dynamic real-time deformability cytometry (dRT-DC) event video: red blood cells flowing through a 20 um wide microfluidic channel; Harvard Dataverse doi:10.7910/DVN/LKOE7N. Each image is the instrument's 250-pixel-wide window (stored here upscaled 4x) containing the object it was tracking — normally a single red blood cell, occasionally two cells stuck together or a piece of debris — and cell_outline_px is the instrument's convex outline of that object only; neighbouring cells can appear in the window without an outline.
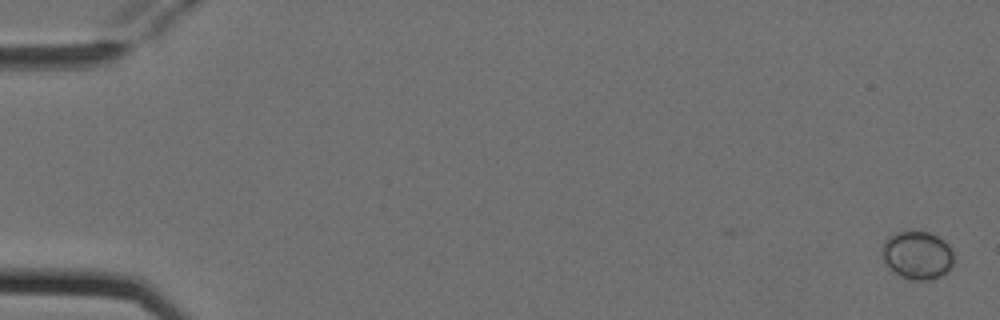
{"species": "Egyptian fruit bat (a non-hibernating species)", "species_latin": "Rousettus aegyptiacus", "temperature_condition": "cold", "stored_images_in_passage": 3, "camera_frame_rate_fps": 3000, "um_per_image_px": 0.085, "animal": {"sex": "female"}, "frame": {"image": 1, "passage_image": 1, "time_ms": 0.0, "image_size_px": [1000, 320], "cell_outline_px": [[956, 256], [952, 268], [948, 272], [932, 280], [912, 280], [900, 276], [892, 272], [888, 268], [884, 260], [884, 240], [888, 236], [896, 232], [928, 232], [944, 240], [952, 248]], "centroid_in_image_um": [78.03, 21.72], "position_along_channel_um": 7.0, "area_um2": 20.4}}